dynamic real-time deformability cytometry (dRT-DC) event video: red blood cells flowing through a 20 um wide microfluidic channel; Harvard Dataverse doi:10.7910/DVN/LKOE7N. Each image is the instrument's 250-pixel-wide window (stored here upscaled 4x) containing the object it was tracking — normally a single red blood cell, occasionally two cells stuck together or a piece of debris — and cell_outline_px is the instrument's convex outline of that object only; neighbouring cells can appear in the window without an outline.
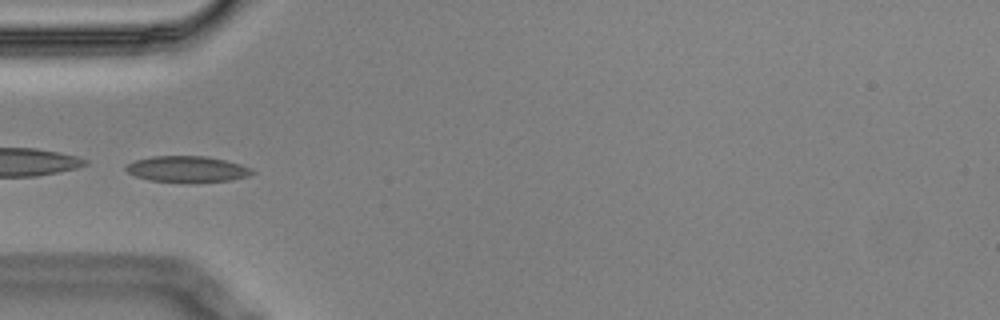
{"species": "Egyptian fruit bat (a non-hibernating species)", "species_latin": "Rousettus aegyptiacus", "temperature_condition": "cold", "stored_images_in_passage": 9, "camera_frame_rate_fps": 3000, "um_per_image_px": 0.085, "animal": {"sex": "male"}, "frame": {"image": 1, "passage_image": 4, "time_ms": 1.0, "image_size_px": [1000, 320], "cell_outline_px": [[256, 172], [248, 176], [228, 180], [196, 184], [192, 184], [148, 180], [136, 176], [128, 172], [124, 168], [128, 164], [136, 160], [152, 156], [208, 156], [240, 164], [252, 168]], "centroid_in_image_um": [15.93, 14.4], "position_along_channel_um": 69.1, "area_um2": 19.59}}
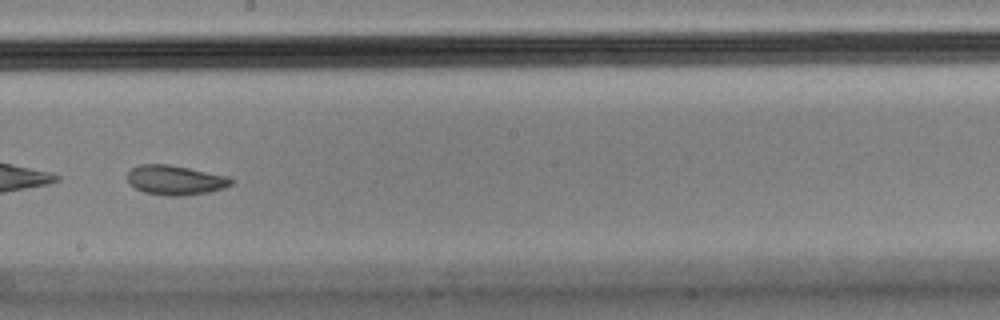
{"frame": {"image": 2, "passage_image": 8, "time_ms": 2.333, "image_size_px": [1000, 320], "cell_outline_px": [[236, 180], [232, 184], [224, 188], [208, 192], [184, 196], [164, 196], [144, 192], [128, 184], [128, 172], [132, 168], [140, 164], [168, 164], [228, 176]], "centroid_in_image_um": [14.91, 15.32], "position_along_channel_um": 233.3, "area_um2": 18.03}}
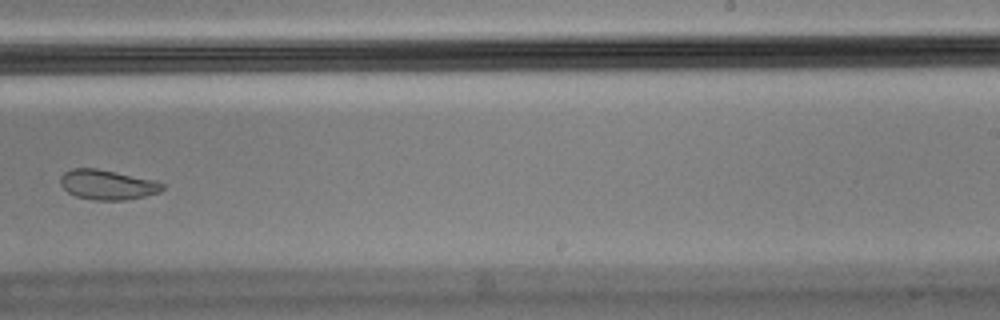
{"frame": {"image": 3, "passage_image": 9, "time_ms": 2.667, "image_size_px": [1000, 320], "cell_outline_px": [[164, 188], [160, 192], [144, 196], [124, 200], [96, 200], [76, 196], [68, 192], [60, 184], [60, 176], [64, 172], [72, 168], [96, 168], [116, 172], [152, 180], [164, 184]], "centroid_in_image_um": [9.1, 15.7], "position_along_channel_um": 279.9, "area_um2": 17.57}}